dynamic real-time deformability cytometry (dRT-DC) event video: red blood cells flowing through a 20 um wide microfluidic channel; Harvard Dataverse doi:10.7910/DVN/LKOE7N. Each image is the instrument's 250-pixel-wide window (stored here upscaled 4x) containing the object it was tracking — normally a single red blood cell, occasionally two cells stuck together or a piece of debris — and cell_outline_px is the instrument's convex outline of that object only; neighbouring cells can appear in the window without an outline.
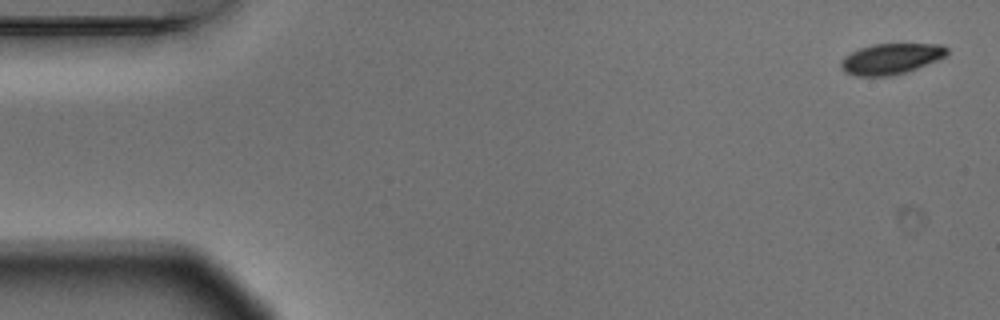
{"species": "Egyptian fruit bat (a non-hibernating species)", "species_latin": "Rousettus aegyptiacus", "temperature_condition": "warm", "stored_images_in_passage": 4, "camera_frame_rate_fps": 3000, "um_per_image_px": 0.085, "animal": {"sex": "male"}, "frame": {"image": 1, "passage_image": 1, "time_ms": 0.0, "image_size_px": [1000, 320], "cell_outline_px": [[948, 56], [916, 68], [892, 76], [856, 76], [844, 72], [840, 68], [840, 60], [844, 56], [860, 48], [872, 44], [940, 44], [948, 48]], "centroid_in_image_um": [75.71, 5.0], "position_along_channel_um": 9.3, "area_um2": 19.07}}
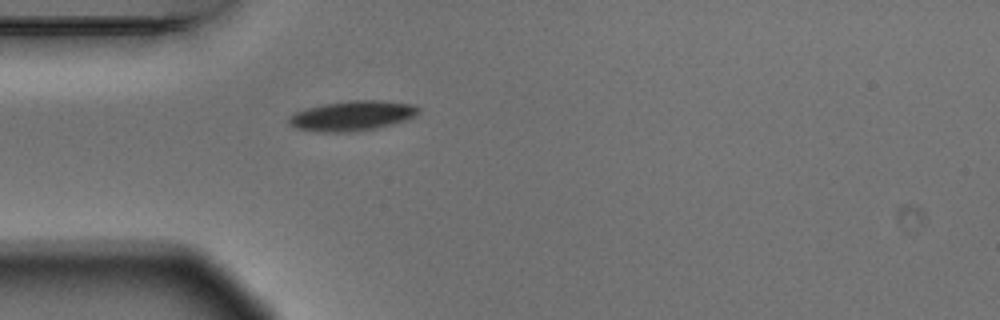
{"frame": {"image": 2, "passage_image": 4, "time_ms": 1.0, "image_size_px": [1000, 320], "cell_outline_px": [[420, 112], [416, 116], [408, 120], [376, 128], [352, 132], [320, 132], [296, 128], [288, 124], [288, 116], [296, 112], [308, 108], [324, 104], [352, 100], [380, 100], [412, 104], [420, 108]], "centroid_in_image_um": [29.96, 9.84], "position_along_channel_um": 55.0, "area_um2": 22.72}}